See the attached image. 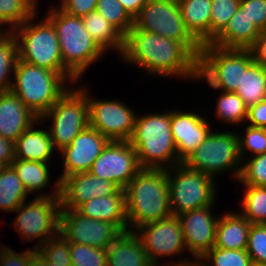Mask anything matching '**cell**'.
I'll use <instances>...</instances> for the list:
<instances>
[{
  "mask_svg": "<svg viewBox=\"0 0 266 266\" xmlns=\"http://www.w3.org/2000/svg\"><path fill=\"white\" fill-rule=\"evenodd\" d=\"M142 169H169L180 164L173 140L170 110L137 115L129 140Z\"/></svg>",
  "mask_w": 266,
  "mask_h": 266,
  "instance_id": "4",
  "label": "cell"
},
{
  "mask_svg": "<svg viewBox=\"0 0 266 266\" xmlns=\"http://www.w3.org/2000/svg\"><path fill=\"white\" fill-rule=\"evenodd\" d=\"M236 94L244 101L247 108L266 99V68L253 62L242 72L241 85Z\"/></svg>",
  "mask_w": 266,
  "mask_h": 266,
  "instance_id": "29",
  "label": "cell"
},
{
  "mask_svg": "<svg viewBox=\"0 0 266 266\" xmlns=\"http://www.w3.org/2000/svg\"><path fill=\"white\" fill-rule=\"evenodd\" d=\"M106 250L107 266H153L142 241L132 231L122 232Z\"/></svg>",
  "mask_w": 266,
  "mask_h": 266,
  "instance_id": "26",
  "label": "cell"
},
{
  "mask_svg": "<svg viewBox=\"0 0 266 266\" xmlns=\"http://www.w3.org/2000/svg\"><path fill=\"white\" fill-rule=\"evenodd\" d=\"M215 202L203 208L178 215L186 249L196 259H201L214 247L216 227L220 215H213Z\"/></svg>",
  "mask_w": 266,
  "mask_h": 266,
  "instance_id": "17",
  "label": "cell"
},
{
  "mask_svg": "<svg viewBox=\"0 0 266 266\" xmlns=\"http://www.w3.org/2000/svg\"><path fill=\"white\" fill-rule=\"evenodd\" d=\"M141 169L136 151L129 141H110L89 172L124 189Z\"/></svg>",
  "mask_w": 266,
  "mask_h": 266,
  "instance_id": "16",
  "label": "cell"
},
{
  "mask_svg": "<svg viewBox=\"0 0 266 266\" xmlns=\"http://www.w3.org/2000/svg\"><path fill=\"white\" fill-rule=\"evenodd\" d=\"M17 60V41L11 32H8L0 40V92L11 89L14 75L12 73H14Z\"/></svg>",
  "mask_w": 266,
  "mask_h": 266,
  "instance_id": "35",
  "label": "cell"
},
{
  "mask_svg": "<svg viewBox=\"0 0 266 266\" xmlns=\"http://www.w3.org/2000/svg\"><path fill=\"white\" fill-rule=\"evenodd\" d=\"M8 33L7 29L0 24V40Z\"/></svg>",
  "mask_w": 266,
  "mask_h": 266,
  "instance_id": "53",
  "label": "cell"
},
{
  "mask_svg": "<svg viewBox=\"0 0 266 266\" xmlns=\"http://www.w3.org/2000/svg\"><path fill=\"white\" fill-rule=\"evenodd\" d=\"M246 121L247 125L266 128V99L248 108Z\"/></svg>",
  "mask_w": 266,
  "mask_h": 266,
  "instance_id": "47",
  "label": "cell"
},
{
  "mask_svg": "<svg viewBox=\"0 0 266 266\" xmlns=\"http://www.w3.org/2000/svg\"><path fill=\"white\" fill-rule=\"evenodd\" d=\"M28 266H45V258L36 250L29 258Z\"/></svg>",
  "mask_w": 266,
  "mask_h": 266,
  "instance_id": "52",
  "label": "cell"
},
{
  "mask_svg": "<svg viewBox=\"0 0 266 266\" xmlns=\"http://www.w3.org/2000/svg\"><path fill=\"white\" fill-rule=\"evenodd\" d=\"M40 120L15 142V159L51 163L55 148L48 129H39ZM38 129H37V128Z\"/></svg>",
  "mask_w": 266,
  "mask_h": 266,
  "instance_id": "24",
  "label": "cell"
},
{
  "mask_svg": "<svg viewBox=\"0 0 266 266\" xmlns=\"http://www.w3.org/2000/svg\"><path fill=\"white\" fill-rule=\"evenodd\" d=\"M13 74L10 90L39 118L72 87L71 84L79 83L71 73H57L19 59Z\"/></svg>",
  "mask_w": 266,
  "mask_h": 266,
  "instance_id": "3",
  "label": "cell"
},
{
  "mask_svg": "<svg viewBox=\"0 0 266 266\" xmlns=\"http://www.w3.org/2000/svg\"><path fill=\"white\" fill-rule=\"evenodd\" d=\"M50 164L46 162L14 159L11 166L29 194H36L50 186ZM41 190V191H40Z\"/></svg>",
  "mask_w": 266,
  "mask_h": 266,
  "instance_id": "31",
  "label": "cell"
},
{
  "mask_svg": "<svg viewBox=\"0 0 266 266\" xmlns=\"http://www.w3.org/2000/svg\"><path fill=\"white\" fill-rule=\"evenodd\" d=\"M76 211L82 216L114 223L122 232L128 231L124 189L113 195L99 196L81 204Z\"/></svg>",
  "mask_w": 266,
  "mask_h": 266,
  "instance_id": "22",
  "label": "cell"
},
{
  "mask_svg": "<svg viewBox=\"0 0 266 266\" xmlns=\"http://www.w3.org/2000/svg\"><path fill=\"white\" fill-rule=\"evenodd\" d=\"M178 4L191 35L201 45L210 43L211 0H179Z\"/></svg>",
  "mask_w": 266,
  "mask_h": 266,
  "instance_id": "27",
  "label": "cell"
},
{
  "mask_svg": "<svg viewBox=\"0 0 266 266\" xmlns=\"http://www.w3.org/2000/svg\"><path fill=\"white\" fill-rule=\"evenodd\" d=\"M249 158L247 155V159L242 162L237 182L242 185L266 186V152Z\"/></svg>",
  "mask_w": 266,
  "mask_h": 266,
  "instance_id": "39",
  "label": "cell"
},
{
  "mask_svg": "<svg viewBox=\"0 0 266 266\" xmlns=\"http://www.w3.org/2000/svg\"><path fill=\"white\" fill-rule=\"evenodd\" d=\"M87 87L89 126L110 141H129L137 112L121 100L91 98Z\"/></svg>",
  "mask_w": 266,
  "mask_h": 266,
  "instance_id": "13",
  "label": "cell"
},
{
  "mask_svg": "<svg viewBox=\"0 0 266 266\" xmlns=\"http://www.w3.org/2000/svg\"><path fill=\"white\" fill-rule=\"evenodd\" d=\"M253 62L249 49H225L204 44L198 58L196 81H205L218 91L236 92L241 85L242 72Z\"/></svg>",
  "mask_w": 266,
  "mask_h": 266,
  "instance_id": "8",
  "label": "cell"
},
{
  "mask_svg": "<svg viewBox=\"0 0 266 266\" xmlns=\"http://www.w3.org/2000/svg\"><path fill=\"white\" fill-rule=\"evenodd\" d=\"M124 191L128 231L172 216L164 169H141Z\"/></svg>",
  "mask_w": 266,
  "mask_h": 266,
  "instance_id": "2",
  "label": "cell"
},
{
  "mask_svg": "<svg viewBox=\"0 0 266 266\" xmlns=\"http://www.w3.org/2000/svg\"><path fill=\"white\" fill-rule=\"evenodd\" d=\"M215 234L214 247L244 250L247 247L251 223L238 211L220 214Z\"/></svg>",
  "mask_w": 266,
  "mask_h": 266,
  "instance_id": "25",
  "label": "cell"
},
{
  "mask_svg": "<svg viewBox=\"0 0 266 266\" xmlns=\"http://www.w3.org/2000/svg\"><path fill=\"white\" fill-rule=\"evenodd\" d=\"M98 0H59L57 5L62 11L83 17L96 10Z\"/></svg>",
  "mask_w": 266,
  "mask_h": 266,
  "instance_id": "46",
  "label": "cell"
},
{
  "mask_svg": "<svg viewBox=\"0 0 266 266\" xmlns=\"http://www.w3.org/2000/svg\"><path fill=\"white\" fill-rule=\"evenodd\" d=\"M245 129L242 134L237 133L242 161L246 159L247 153L255 156L266 152V128L248 125Z\"/></svg>",
  "mask_w": 266,
  "mask_h": 266,
  "instance_id": "41",
  "label": "cell"
},
{
  "mask_svg": "<svg viewBox=\"0 0 266 266\" xmlns=\"http://www.w3.org/2000/svg\"><path fill=\"white\" fill-rule=\"evenodd\" d=\"M255 63L266 68V30H263L254 44L249 48Z\"/></svg>",
  "mask_w": 266,
  "mask_h": 266,
  "instance_id": "48",
  "label": "cell"
},
{
  "mask_svg": "<svg viewBox=\"0 0 266 266\" xmlns=\"http://www.w3.org/2000/svg\"><path fill=\"white\" fill-rule=\"evenodd\" d=\"M249 266H266L260 263L251 262Z\"/></svg>",
  "mask_w": 266,
  "mask_h": 266,
  "instance_id": "55",
  "label": "cell"
},
{
  "mask_svg": "<svg viewBox=\"0 0 266 266\" xmlns=\"http://www.w3.org/2000/svg\"><path fill=\"white\" fill-rule=\"evenodd\" d=\"M28 195L14 168L6 166L0 174V211L14 212Z\"/></svg>",
  "mask_w": 266,
  "mask_h": 266,
  "instance_id": "30",
  "label": "cell"
},
{
  "mask_svg": "<svg viewBox=\"0 0 266 266\" xmlns=\"http://www.w3.org/2000/svg\"><path fill=\"white\" fill-rule=\"evenodd\" d=\"M15 159V143L0 135V162L11 166Z\"/></svg>",
  "mask_w": 266,
  "mask_h": 266,
  "instance_id": "49",
  "label": "cell"
},
{
  "mask_svg": "<svg viewBox=\"0 0 266 266\" xmlns=\"http://www.w3.org/2000/svg\"><path fill=\"white\" fill-rule=\"evenodd\" d=\"M168 261H170V262H167L165 264L161 263V264L156 265V266H203L200 259H196V258L191 259L190 257H188V258L181 257V259H179V260L177 258V261L174 260V258H173V261L172 260H168Z\"/></svg>",
  "mask_w": 266,
  "mask_h": 266,
  "instance_id": "51",
  "label": "cell"
},
{
  "mask_svg": "<svg viewBox=\"0 0 266 266\" xmlns=\"http://www.w3.org/2000/svg\"><path fill=\"white\" fill-rule=\"evenodd\" d=\"M215 131L211 130L205 140L182 163L187 168L200 171L215 180L218 174L228 171L227 173H232L231 178L238 181L243 162L239 152L238 132Z\"/></svg>",
  "mask_w": 266,
  "mask_h": 266,
  "instance_id": "9",
  "label": "cell"
},
{
  "mask_svg": "<svg viewBox=\"0 0 266 266\" xmlns=\"http://www.w3.org/2000/svg\"><path fill=\"white\" fill-rule=\"evenodd\" d=\"M72 266H107V250L69 243Z\"/></svg>",
  "mask_w": 266,
  "mask_h": 266,
  "instance_id": "40",
  "label": "cell"
},
{
  "mask_svg": "<svg viewBox=\"0 0 266 266\" xmlns=\"http://www.w3.org/2000/svg\"><path fill=\"white\" fill-rule=\"evenodd\" d=\"M5 167H6V166H5L3 163L0 162V174H1L2 170H3Z\"/></svg>",
  "mask_w": 266,
  "mask_h": 266,
  "instance_id": "56",
  "label": "cell"
},
{
  "mask_svg": "<svg viewBox=\"0 0 266 266\" xmlns=\"http://www.w3.org/2000/svg\"><path fill=\"white\" fill-rule=\"evenodd\" d=\"M38 1L0 0V24L11 32L38 12Z\"/></svg>",
  "mask_w": 266,
  "mask_h": 266,
  "instance_id": "32",
  "label": "cell"
},
{
  "mask_svg": "<svg viewBox=\"0 0 266 266\" xmlns=\"http://www.w3.org/2000/svg\"><path fill=\"white\" fill-rule=\"evenodd\" d=\"M170 208L173 216L206 207L216 202V180L183 163L166 169Z\"/></svg>",
  "mask_w": 266,
  "mask_h": 266,
  "instance_id": "11",
  "label": "cell"
},
{
  "mask_svg": "<svg viewBox=\"0 0 266 266\" xmlns=\"http://www.w3.org/2000/svg\"><path fill=\"white\" fill-rule=\"evenodd\" d=\"M129 15L134 18L148 0H119Z\"/></svg>",
  "mask_w": 266,
  "mask_h": 266,
  "instance_id": "50",
  "label": "cell"
},
{
  "mask_svg": "<svg viewBox=\"0 0 266 266\" xmlns=\"http://www.w3.org/2000/svg\"><path fill=\"white\" fill-rule=\"evenodd\" d=\"M242 186L245 189L238 212L251 224H266V186Z\"/></svg>",
  "mask_w": 266,
  "mask_h": 266,
  "instance_id": "33",
  "label": "cell"
},
{
  "mask_svg": "<svg viewBox=\"0 0 266 266\" xmlns=\"http://www.w3.org/2000/svg\"><path fill=\"white\" fill-rule=\"evenodd\" d=\"M119 57L124 63L139 66L149 76L193 82L198 77V59L181 42L160 34L131 28L124 36V49Z\"/></svg>",
  "mask_w": 266,
  "mask_h": 266,
  "instance_id": "1",
  "label": "cell"
},
{
  "mask_svg": "<svg viewBox=\"0 0 266 266\" xmlns=\"http://www.w3.org/2000/svg\"><path fill=\"white\" fill-rule=\"evenodd\" d=\"M261 32L239 6L224 30L210 44L225 49H249Z\"/></svg>",
  "mask_w": 266,
  "mask_h": 266,
  "instance_id": "23",
  "label": "cell"
},
{
  "mask_svg": "<svg viewBox=\"0 0 266 266\" xmlns=\"http://www.w3.org/2000/svg\"><path fill=\"white\" fill-rule=\"evenodd\" d=\"M240 0H211L210 43L224 30Z\"/></svg>",
  "mask_w": 266,
  "mask_h": 266,
  "instance_id": "38",
  "label": "cell"
},
{
  "mask_svg": "<svg viewBox=\"0 0 266 266\" xmlns=\"http://www.w3.org/2000/svg\"><path fill=\"white\" fill-rule=\"evenodd\" d=\"M54 189L38 193L28 204L24 201L14 212H18L16 218L10 223L13 229L19 233L24 242L36 239L35 249L43 245L48 239L59 234L60 227V180L54 181ZM52 190V191H51Z\"/></svg>",
  "mask_w": 266,
  "mask_h": 266,
  "instance_id": "6",
  "label": "cell"
},
{
  "mask_svg": "<svg viewBox=\"0 0 266 266\" xmlns=\"http://www.w3.org/2000/svg\"><path fill=\"white\" fill-rule=\"evenodd\" d=\"M109 142L107 137L90 126L81 131L69 146L57 153L63 159L62 173L57 177L60 182L75 173L89 172Z\"/></svg>",
  "mask_w": 266,
  "mask_h": 266,
  "instance_id": "18",
  "label": "cell"
},
{
  "mask_svg": "<svg viewBox=\"0 0 266 266\" xmlns=\"http://www.w3.org/2000/svg\"><path fill=\"white\" fill-rule=\"evenodd\" d=\"M134 233L142 241L143 249L153 266L159 265L162 257H175L186 253V244L178 216L147 223Z\"/></svg>",
  "mask_w": 266,
  "mask_h": 266,
  "instance_id": "14",
  "label": "cell"
},
{
  "mask_svg": "<svg viewBox=\"0 0 266 266\" xmlns=\"http://www.w3.org/2000/svg\"><path fill=\"white\" fill-rule=\"evenodd\" d=\"M96 11H98L123 36H125L133 27V18L124 9L119 0H98Z\"/></svg>",
  "mask_w": 266,
  "mask_h": 266,
  "instance_id": "36",
  "label": "cell"
},
{
  "mask_svg": "<svg viewBox=\"0 0 266 266\" xmlns=\"http://www.w3.org/2000/svg\"><path fill=\"white\" fill-rule=\"evenodd\" d=\"M85 86V87H84ZM76 87V88H75ZM48 125L55 150L62 151L73 139L89 126L87 87H70L39 120Z\"/></svg>",
  "mask_w": 266,
  "mask_h": 266,
  "instance_id": "10",
  "label": "cell"
},
{
  "mask_svg": "<svg viewBox=\"0 0 266 266\" xmlns=\"http://www.w3.org/2000/svg\"><path fill=\"white\" fill-rule=\"evenodd\" d=\"M59 233L69 242L107 249L122 231L110 222L82 216L76 210H60Z\"/></svg>",
  "mask_w": 266,
  "mask_h": 266,
  "instance_id": "15",
  "label": "cell"
},
{
  "mask_svg": "<svg viewBox=\"0 0 266 266\" xmlns=\"http://www.w3.org/2000/svg\"><path fill=\"white\" fill-rule=\"evenodd\" d=\"M246 250L251 262L266 265V224H251Z\"/></svg>",
  "mask_w": 266,
  "mask_h": 266,
  "instance_id": "43",
  "label": "cell"
},
{
  "mask_svg": "<svg viewBox=\"0 0 266 266\" xmlns=\"http://www.w3.org/2000/svg\"><path fill=\"white\" fill-rule=\"evenodd\" d=\"M45 266H58V265H54V263H52V262H48V261L45 259Z\"/></svg>",
  "mask_w": 266,
  "mask_h": 266,
  "instance_id": "54",
  "label": "cell"
},
{
  "mask_svg": "<svg viewBox=\"0 0 266 266\" xmlns=\"http://www.w3.org/2000/svg\"><path fill=\"white\" fill-rule=\"evenodd\" d=\"M36 252L33 247L24 252H16L6 245L0 246V266H28L29 258Z\"/></svg>",
  "mask_w": 266,
  "mask_h": 266,
  "instance_id": "45",
  "label": "cell"
},
{
  "mask_svg": "<svg viewBox=\"0 0 266 266\" xmlns=\"http://www.w3.org/2000/svg\"><path fill=\"white\" fill-rule=\"evenodd\" d=\"M220 92L214 110L216 118L226 125H241L247 120L248 108L244 101L235 92Z\"/></svg>",
  "mask_w": 266,
  "mask_h": 266,
  "instance_id": "34",
  "label": "cell"
},
{
  "mask_svg": "<svg viewBox=\"0 0 266 266\" xmlns=\"http://www.w3.org/2000/svg\"><path fill=\"white\" fill-rule=\"evenodd\" d=\"M170 122L180 163L196 150L213 129L209 120L198 112L181 109L170 111Z\"/></svg>",
  "mask_w": 266,
  "mask_h": 266,
  "instance_id": "19",
  "label": "cell"
},
{
  "mask_svg": "<svg viewBox=\"0 0 266 266\" xmlns=\"http://www.w3.org/2000/svg\"><path fill=\"white\" fill-rule=\"evenodd\" d=\"M39 117L11 91L0 92V135L14 143Z\"/></svg>",
  "mask_w": 266,
  "mask_h": 266,
  "instance_id": "21",
  "label": "cell"
},
{
  "mask_svg": "<svg viewBox=\"0 0 266 266\" xmlns=\"http://www.w3.org/2000/svg\"><path fill=\"white\" fill-rule=\"evenodd\" d=\"M240 6L261 31L266 30V0H240Z\"/></svg>",
  "mask_w": 266,
  "mask_h": 266,
  "instance_id": "44",
  "label": "cell"
},
{
  "mask_svg": "<svg viewBox=\"0 0 266 266\" xmlns=\"http://www.w3.org/2000/svg\"><path fill=\"white\" fill-rule=\"evenodd\" d=\"M82 20L89 35L105 52L113 49L117 55H121L124 49V36L98 11L84 15Z\"/></svg>",
  "mask_w": 266,
  "mask_h": 266,
  "instance_id": "28",
  "label": "cell"
},
{
  "mask_svg": "<svg viewBox=\"0 0 266 266\" xmlns=\"http://www.w3.org/2000/svg\"><path fill=\"white\" fill-rule=\"evenodd\" d=\"M119 187L111 181L80 172L65 177L60 182L61 209L76 210L84 202L113 195Z\"/></svg>",
  "mask_w": 266,
  "mask_h": 266,
  "instance_id": "20",
  "label": "cell"
},
{
  "mask_svg": "<svg viewBox=\"0 0 266 266\" xmlns=\"http://www.w3.org/2000/svg\"><path fill=\"white\" fill-rule=\"evenodd\" d=\"M36 15L11 31L17 41L18 59L57 73H70L63 65L53 23L45 16L35 24Z\"/></svg>",
  "mask_w": 266,
  "mask_h": 266,
  "instance_id": "7",
  "label": "cell"
},
{
  "mask_svg": "<svg viewBox=\"0 0 266 266\" xmlns=\"http://www.w3.org/2000/svg\"><path fill=\"white\" fill-rule=\"evenodd\" d=\"M132 29L160 34L181 42L197 59L199 58L202 45L186 28L178 1L148 0L133 18Z\"/></svg>",
  "mask_w": 266,
  "mask_h": 266,
  "instance_id": "12",
  "label": "cell"
},
{
  "mask_svg": "<svg viewBox=\"0 0 266 266\" xmlns=\"http://www.w3.org/2000/svg\"><path fill=\"white\" fill-rule=\"evenodd\" d=\"M48 262L58 266H72L69 242L59 233L36 249Z\"/></svg>",
  "mask_w": 266,
  "mask_h": 266,
  "instance_id": "42",
  "label": "cell"
},
{
  "mask_svg": "<svg viewBox=\"0 0 266 266\" xmlns=\"http://www.w3.org/2000/svg\"><path fill=\"white\" fill-rule=\"evenodd\" d=\"M46 17L53 23L61 49L64 67L80 82L84 72L107 54L89 35L82 17L52 5Z\"/></svg>",
  "mask_w": 266,
  "mask_h": 266,
  "instance_id": "5",
  "label": "cell"
},
{
  "mask_svg": "<svg viewBox=\"0 0 266 266\" xmlns=\"http://www.w3.org/2000/svg\"><path fill=\"white\" fill-rule=\"evenodd\" d=\"M203 266H249L247 250H231L213 247L201 259Z\"/></svg>",
  "mask_w": 266,
  "mask_h": 266,
  "instance_id": "37",
  "label": "cell"
}]
</instances>
